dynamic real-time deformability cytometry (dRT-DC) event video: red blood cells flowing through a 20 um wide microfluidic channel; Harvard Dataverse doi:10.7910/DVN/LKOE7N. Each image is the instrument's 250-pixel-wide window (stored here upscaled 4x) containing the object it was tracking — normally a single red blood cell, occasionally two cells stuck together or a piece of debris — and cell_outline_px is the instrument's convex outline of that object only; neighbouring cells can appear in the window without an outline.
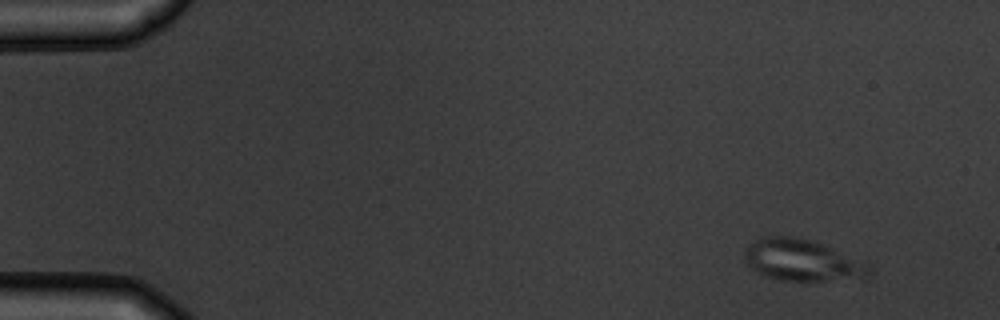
{"species": "common noctule bat (a hibernating species)", "species_latin": "Nyctalus noctula", "temperature_condition": "warm", "stored_images_in_passage": 8, "camera_frame_rate_fps": 3000, "um_per_image_px": 0.085, "animal": {"sex": "male", "body_mass_g": 19.5, "forearm_length_mm": 54.6}, "frame": {"image": 1, "passage_image": 1, "time_ms": 0.0, "image_size_px": [1000, 320], "cell_outline_px": [[868, 272], [864, 280], [784, 280], [764, 276], [752, 268], [748, 264], [744, 256], [744, 248], [748, 244], [760, 236], [792, 236], [808, 240], [820, 244], [864, 260], [868, 264]], "centroid_in_image_um": [68.17, 22.12], "position_along_channel_um": 16.8, "area_um2": 30.11}}
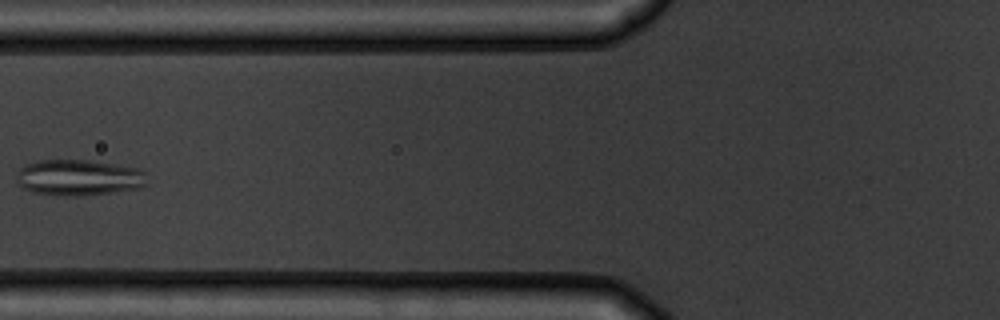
{"frame": {"image": 2, "passage_image": 6, "time_ms": 5.667, "image_size_px": [1000, 320], "cell_outline_px": [[144, 184], [140, 188], [84, 196], [64, 196], [32, 192], [24, 188], [16, 180], [16, 172], [24, 164], [40, 160], [88, 160], [136, 168], [144, 172]], "centroid_in_image_um": [6.62, 15.1], "position_along_channel_um": 119.2, "area_um2": 27.22}}